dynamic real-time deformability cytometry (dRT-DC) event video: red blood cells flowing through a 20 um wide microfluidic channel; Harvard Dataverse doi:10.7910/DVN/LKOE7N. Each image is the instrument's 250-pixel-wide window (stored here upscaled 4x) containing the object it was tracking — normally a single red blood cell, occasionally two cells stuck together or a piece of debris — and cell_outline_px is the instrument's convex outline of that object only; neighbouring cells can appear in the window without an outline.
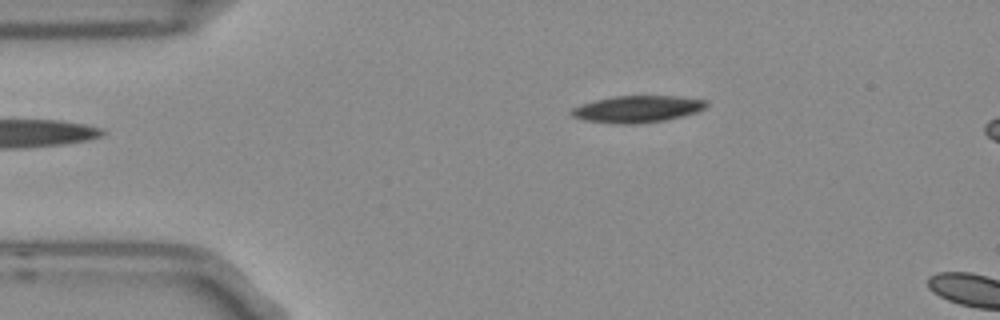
{"species": "Egyptian fruit bat (a non-hibernating species)", "species_latin": "Rousettus aegyptiacus", "temperature_condition": "room temperature", "stored_images_in_passage": 2, "camera_frame_rate_fps": 3000, "um_per_image_px": 0.085, "frame": {"image": 1, "passage_image": 2, "time_ms": 0.333, "image_size_px": [1000, 320], "cell_outline_px": [[708, 104], [704, 108], [696, 112], [664, 120], [636, 124], [620, 124], [588, 120], [572, 116], [568, 112], [572, 108], [596, 100], [616, 96], [676, 96], [708, 100]], "centroid_in_image_um": [54.2, 9.26], "position_along_channel_um": 30.8, "area_um2": 20.75}}